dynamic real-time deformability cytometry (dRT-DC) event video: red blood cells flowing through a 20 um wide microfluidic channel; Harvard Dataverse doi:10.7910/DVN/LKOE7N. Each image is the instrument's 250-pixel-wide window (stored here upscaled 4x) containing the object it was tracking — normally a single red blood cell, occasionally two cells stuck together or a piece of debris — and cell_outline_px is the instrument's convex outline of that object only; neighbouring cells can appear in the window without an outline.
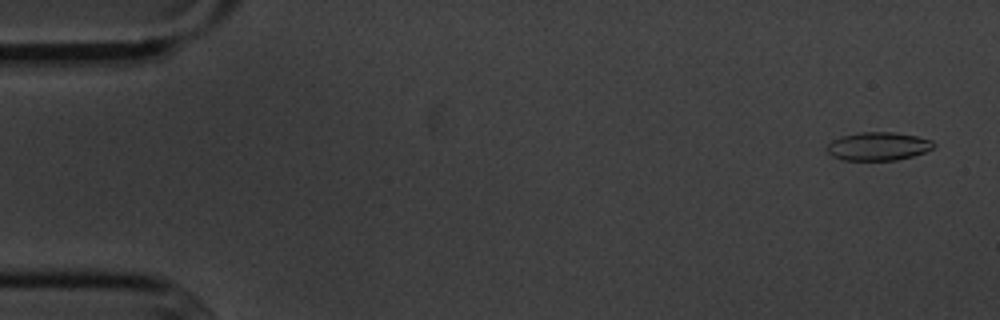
{"species": "common noctule bat (a hibernating species)", "species_latin": "Nyctalus noctula", "temperature_condition": "cold", "stored_images_in_passage": 4, "camera_frame_rate_fps": 3000, "um_per_image_px": 0.085, "animal": {"sex": "male", "body_mass_g": 20.1, "forearm_length_mm": 53.5}, "frame": {"image": 1, "passage_image": 1, "time_ms": 0.0, "image_size_px": [1000, 320], "cell_outline_px": [[936, 144], [932, 148], [924, 152], [912, 156], [896, 160], [844, 160], [832, 156], [828, 152], [828, 144], [832, 140], [840, 136], [860, 132], [892, 132], [916, 136], [932, 140]], "centroid_in_image_um": [74.64, 12.43], "position_along_channel_um": 10.4, "area_um2": 17.51}}